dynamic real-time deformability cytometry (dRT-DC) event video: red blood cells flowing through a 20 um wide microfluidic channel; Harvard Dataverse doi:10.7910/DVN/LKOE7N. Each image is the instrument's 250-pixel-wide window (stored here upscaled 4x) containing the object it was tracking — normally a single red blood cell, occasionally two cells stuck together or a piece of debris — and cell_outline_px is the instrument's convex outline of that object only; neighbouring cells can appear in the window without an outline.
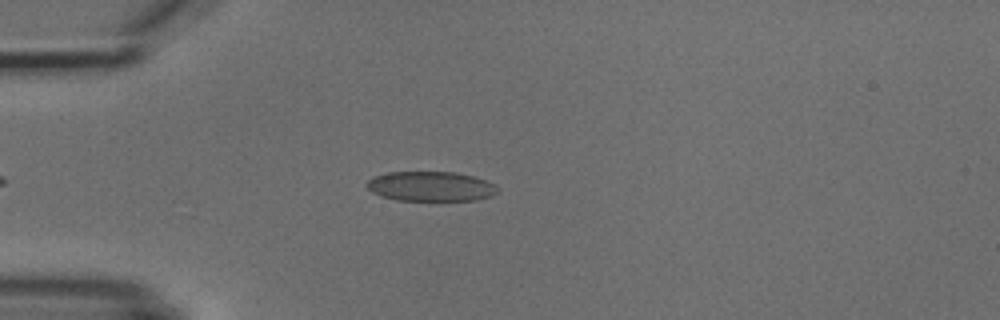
{"species": "common noctule bat (a hibernating species)", "species_latin": "Nyctalus noctula", "temperature_condition": "cold", "stored_images_in_passage": 2, "camera_frame_rate_fps": 3000, "um_per_image_px": 0.085, "animal": {"sex": "male", "body_mass_g": 18.8}, "frame": {"image": 1, "passage_image": 2, "time_ms": 1.0, "image_size_px": [1000, 320], "cell_outline_px": [[496, 192], [492, 196], [476, 200], [396, 200], [380, 196], [372, 192], [368, 188], [368, 180], [372, 176], [388, 172], [456, 172], [472, 176], [496, 184]], "centroid_in_image_um": [36.59, 15.84], "position_along_channel_um": 48.4, "area_um2": 22.6}}